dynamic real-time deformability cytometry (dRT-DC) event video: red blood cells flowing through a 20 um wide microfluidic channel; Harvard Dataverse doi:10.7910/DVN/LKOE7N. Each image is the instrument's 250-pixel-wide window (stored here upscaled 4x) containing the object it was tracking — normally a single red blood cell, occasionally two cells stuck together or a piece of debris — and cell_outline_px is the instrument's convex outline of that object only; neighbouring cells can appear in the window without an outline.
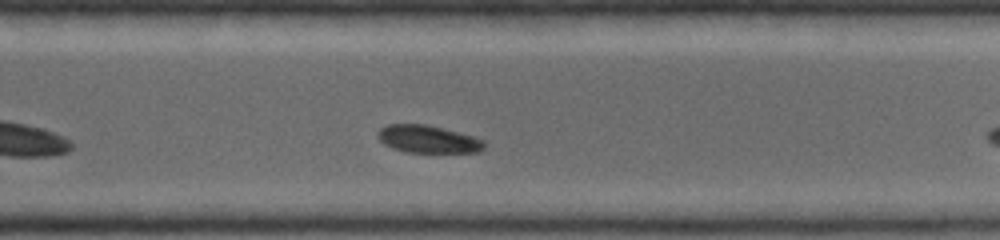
{"species": "common noctule bat (a hibernating species)", "species_latin": "Nyctalus noctula", "temperature_condition": "warm", "stored_images_in_passage": 24, "camera_frame_rate_fps": 5000, "um_per_image_px": 0.085, "animal": {"sex": "female", "body_mass_g": 19.0, "forearm_length_mm": 53.3}, "frame": {"image": 1, "passage_image": 17, "time_ms": 3.4, "image_size_px": [1000, 240], "cell_outline_px": [[484, 148], [480, 152], [404, 152], [392, 148], [384, 144], [380, 140], [380, 128], [388, 124], [424, 124], [472, 136], [484, 140]], "centroid_in_image_um": [36.38, 11.84], "position_along_channel_um": 293.4, "area_um2": 16.76}}